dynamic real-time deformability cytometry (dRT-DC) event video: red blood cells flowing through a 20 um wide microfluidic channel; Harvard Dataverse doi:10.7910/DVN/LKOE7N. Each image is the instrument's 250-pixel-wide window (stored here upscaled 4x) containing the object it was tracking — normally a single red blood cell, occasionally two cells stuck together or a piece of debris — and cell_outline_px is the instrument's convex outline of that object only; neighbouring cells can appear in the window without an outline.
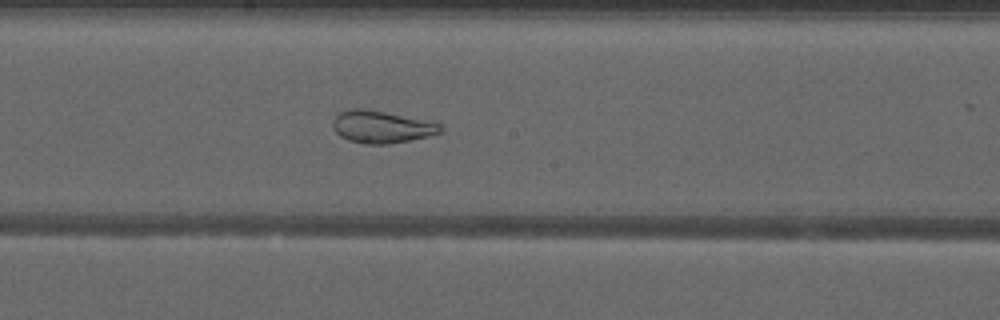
{"species": "common noctule bat (a hibernating species)", "species_latin": "Nyctalus noctula", "temperature_condition": "warm", "stored_images_in_passage": 29, "camera_frame_rate_fps": 3000, "um_per_image_px": 0.085, "animal": {"sex": "male", "forearm_length_mm": 52.5}, "frame": {"image": 1, "passage_image": 21, "time_ms": 6.667, "image_size_px": [1000, 320], "cell_outline_px": [[444, 132], [428, 136], [388, 144], [364, 144], [348, 140], [340, 136], [332, 128], [332, 120], [340, 112], [348, 108], [364, 108], [436, 120], [444, 124]], "centroid_in_image_um": [32.52, 10.75], "position_along_channel_um": 215.7, "area_um2": 21.04}}